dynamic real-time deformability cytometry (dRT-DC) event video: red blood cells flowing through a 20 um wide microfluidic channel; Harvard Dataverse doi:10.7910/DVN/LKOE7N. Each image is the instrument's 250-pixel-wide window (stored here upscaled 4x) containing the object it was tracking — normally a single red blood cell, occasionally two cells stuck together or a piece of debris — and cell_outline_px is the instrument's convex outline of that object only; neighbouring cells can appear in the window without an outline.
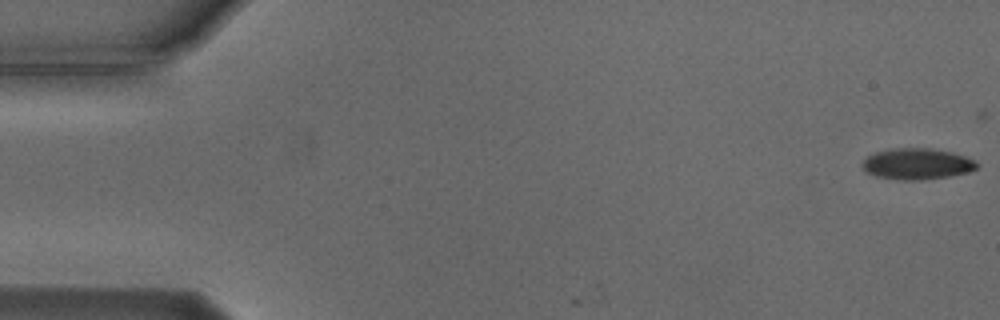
{"species": "Egyptian fruit bat (a non-hibernating species)", "species_latin": "Rousettus aegyptiacus", "temperature_condition": "cold", "stored_images_in_passage": 3, "camera_frame_rate_fps": 3000, "um_per_image_px": 0.085, "animal": {"sex": "male"}, "frame": {"image": 1, "passage_image": 1, "time_ms": 0.0, "image_size_px": [1000, 320], "cell_outline_px": [[976, 168], [968, 172], [948, 176], [924, 180], [900, 180], [876, 176], [864, 172], [864, 160], [868, 156], [876, 152], [896, 148], [928, 148], [952, 152], [964, 156], [972, 160], [976, 164]], "centroid_in_image_um": [77.92, 13.94], "position_along_channel_um": 7.1, "area_um2": 20.46}}